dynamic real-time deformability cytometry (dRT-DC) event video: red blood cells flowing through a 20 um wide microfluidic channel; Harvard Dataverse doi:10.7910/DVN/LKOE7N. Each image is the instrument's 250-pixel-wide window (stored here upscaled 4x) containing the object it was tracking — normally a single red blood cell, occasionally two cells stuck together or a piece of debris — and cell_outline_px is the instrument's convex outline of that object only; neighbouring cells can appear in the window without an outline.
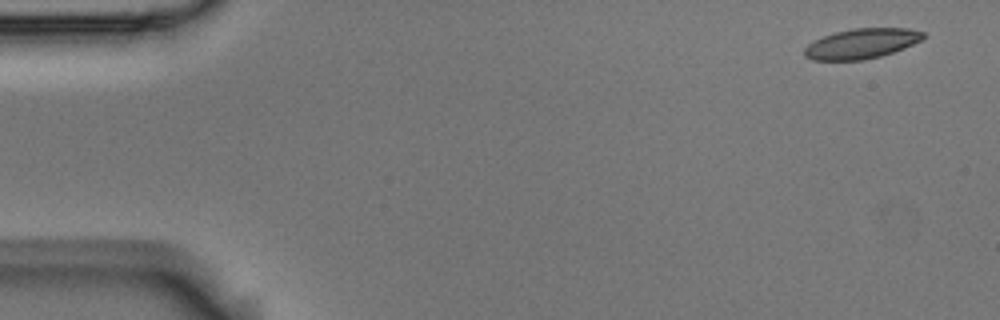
{"species": "Egyptian fruit bat (a non-hibernating species)", "species_latin": "Rousettus aegyptiacus", "temperature_condition": "room temperature", "stored_images_in_passage": 6, "camera_frame_rate_fps": 3000, "um_per_image_px": 0.085, "animal": {"sex": "male"}, "frame": {"image": 1, "passage_image": 1, "time_ms": 0.0, "image_size_px": [1000, 320], "cell_outline_px": [[928, 36], [924, 40], [904, 48], [880, 56], [864, 60], [812, 60], [804, 56], [804, 48], [808, 44], [824, 36], [836, 32], [852, 28], [908, 28], [924, 32]], "centroid_in_image_um": [73.28, 3.7], "position_along_channel_um": 11.7, "area_um2": 20.92}}
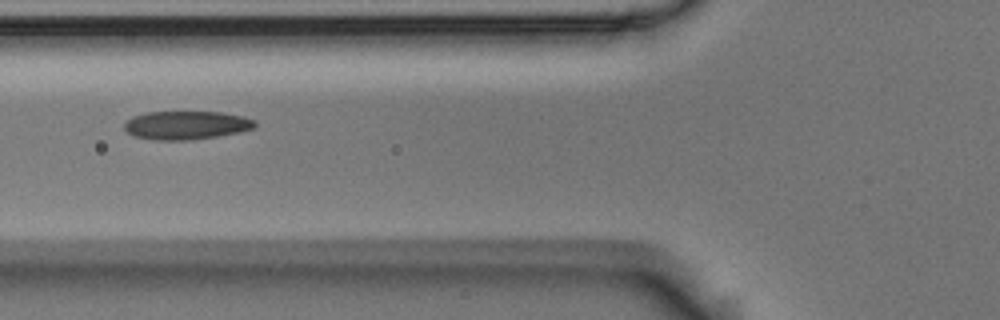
{"frame": {"image": 2, "passage_image": 5, "time_ms": 1.333, "image_size_px": [1000, 320], "cell_outline_px": [[256, 128], [240, 132], [192, 140], [156, 140], [136, 136], [128, 132], [124, 128], [124, 124], [132, 116], [148, 112], [220, 112], [244, 116], [256, 120]], "centroid_in_image_um": [15.88, 10.64], "position_along_channel_um": 109.9, "area_um2": 21.68}}
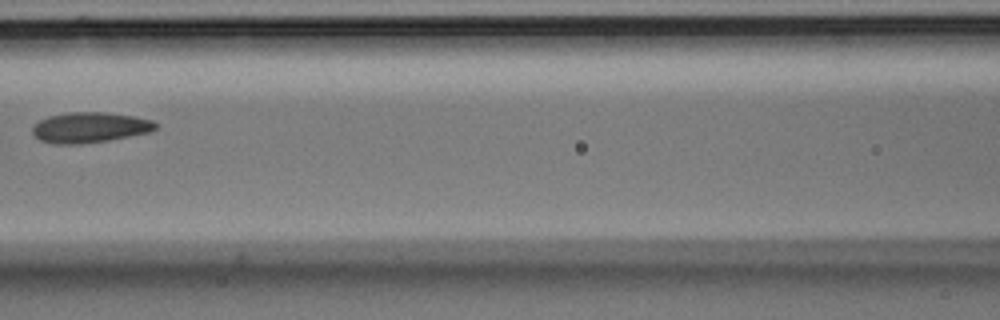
{"frame": {"image": 3, "passage_image": 6, "time_ms": 1.667, "image_size_px": [1000, 320], "cell_outline_px": [[156, 128], [152, 132], [108, 140], [80, 144], [56, 144], [40, 140], [32, 132], [32, 128], [40, 120], [48, 116], [68, 112], [104, 112], [132, 116], [152, 120], [156, 124]], "centroid_in_image_um": [7.63, 10.83], "position_along_channel_um": 159.0, "area_um2": 21.73}}